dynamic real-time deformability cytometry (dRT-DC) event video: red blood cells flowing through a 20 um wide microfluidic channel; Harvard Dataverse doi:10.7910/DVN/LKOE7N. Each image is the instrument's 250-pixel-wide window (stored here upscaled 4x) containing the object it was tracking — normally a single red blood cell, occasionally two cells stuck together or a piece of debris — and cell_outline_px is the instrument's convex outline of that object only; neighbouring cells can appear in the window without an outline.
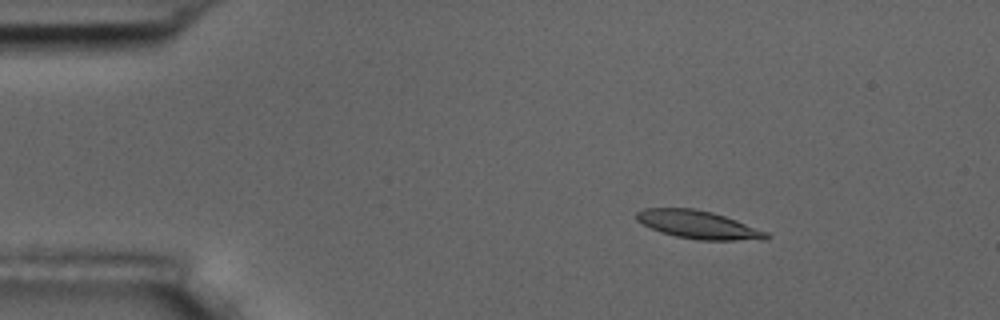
{"species": "common noctule bat (a hibernating species)", "species_latin": "Nyctalus noctula", "temperature_condition": "room temperature", "stored_images_in_passage": 5, "camera_frame_rate_fps": 3000, "um_per_image_px": 0.085, "animal": {"sex": "male", "body_mass_g": 17.5, "forearm_length_mm": 52.3}, "frame": {"image": 1, "passage_image": 3, "time_ms": 2.667, "image_size_px": [1000, 320], "cell_outline_px": [[772, 236], [764, 240], [700, 240], [676, 236], [660, 232], [636, 220], [636, 212], [644, 208], [692, 208], [712, 212], [736, 220], [768, 232]], "centroid_in_image_um": [59.38, 19.1], "position_along_channel_um": 25.6, "area_um2": 21.15}}